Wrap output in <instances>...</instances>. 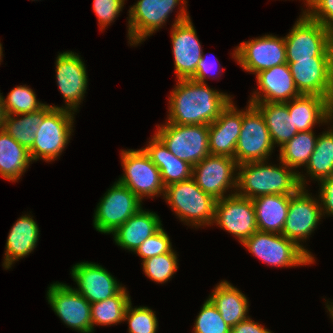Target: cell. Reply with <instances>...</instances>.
Returning a JSON list of instances; mask_svg holds the SVG:
<instances>
[{"label":"cell","instance_id":"cell-13","mask_svg":"<svg viewBox=\"0 0 333 333\" xmlns=\"http://www.w3.org/2000/svg\"><path fill=\"white\" fill-rule=\"evenodd\" d=\"M213 223L238 237L243 243L258 230L256 211L252 199L236 193L218 199L215 205Z\"/></svg>","mask_w":333,"mask_h":333},{"label":"cell","instance_id":"cell-1","mask_svg":"<svg viewBox=\"0 0 333 333\" xmlns=\"http://www.w3.org/2000/svg\"><path fill=\"white\" fill-rule=\"evenodd\" d=\"M169 98L168 121L181 125H209L232 101L230 96L193 79L177 80Z\"/></svg>","mask_w":333,"mask_h":333},{"label":"cell","instance_id":"cell-25","mask_svg":"<svg viewBox=\"0 0 333 333\" xmlns=\"http://www.w3.org/2000/svg\"><path fill=\"white\" fill-rule=\"evenodd\" d=\"M142 149L159 168L165 187L192 178L193 166L173 155L156 135Z\"/></svg>","mask_w":333,"mask_h":333},{"label":"cell","instance_id":"cell-19","mask_svg":"<svg viewBox=\"0 0 333 333\" xmlns=\"http://www.w3.org/2000/svg\"><path fill=\"white\" fill-rule=\"evenodd\" d=\"M56 79L65 99L63 109L76 112L87 89V72L82 59L74 52L59 53L56 58Z\"/></svg>","mask_w":333,"mask_h":333},{"label":"cell","instance_id":"cell-26","mask_svg":"<svg viewBox=\"0 0 333 333\" xmlns=\"http://www.w3.org/2000/svg\"><path fill=\"white\" fill-rule=\"evenodd\" d=\"M39 227L33 217L21 216L12 226L5 247L4 267L11 265L18 259L30 254L36 247L39 238Z\"/></svg>","mask_w":333,"mask_h":333},{"label":"cell","instance_id":"cell-21","mask_svg":"<svg viewBox=\"0 0 333 333\" xmlns=\"http://www.w3.org/2000/svg\"><path fill=\"white\" fill-rule=\"evenodd\" d=\"M255 75L258 81V89L262 91V94H260V91H255L249 102L285 103L301 95L294 84L287 63L260 71Z\"/></svg>","mask_w":333,"mask_h":333},{"label":"cell","instance_id":"cell-24","mask_svg":"<svg viewBox=\"0 0 333 333\" xmlns=\"http://www.w3.org/2000/svg\"><path fill=\"white\" fill-rule=\"evenodd\" d=\"M161 227V220L156 213L141 208L112 234L118 246L135 252L147 238Z\"/></svg>","mask_w":333,"mask_h":333},{"label":"cell","instance_id":"cell-2","mask_svg":"<svg viewBox=\"0 0 333 333\" xmlns=\"http://www.w3.org/2000/svg\"><path fill=\"white\" fill-rule=\"evenodd\" d=\"M280 163L279 167L265 165L264 161L239 164L236 173L238 192L235 193L254 199L262 195H294L300 188H305V176Z\"/></svg>","mask_w":333,"mask_h":333},{"label":"cell","instance_id":"cell-12","mask_svg":"<svg viewBox=\"0 0 333 333\" xmlns=\"http://www.w3.org/2000/svg\"><path fill=\"white\" fill-rule=\"evenodd\" d=\"M47 300L67 326L80 333H92L91 304L75 288L53 283L48 287Z\"/></svg>","mask_w":333,"mask_h":333},{"label":"cell","instance_id":"cell-41","mask_svg":"<svg viewBox=\"0 0 333 333\" xmlns=\"http://www.w3.org/2000/svg\"><path fill=\"white\" fill-rule=\"evenodd\" d=\"M306 2L309 8L305 13L311 19L330 29L333 28V0H306Z\"/></svg>","mask_w":333,"mask_h":333},{"label":"cell","instance_id":"cell-22","mask_svg":"<svg viewBox=\"0 0 333 333\" xmlns=\"http://www.w3.org/2000/svg\"><path fill=\"white\" fill-rule=\"evenodd\" d=\"M243 111L237 110L233 101L208 125L210 155L234 158L240 135Z\"/></svg>","mask_w":333,"mask_h":333},{"label":"cell","instance_id":"cell-3","mask_svg":"<svg viewBox=\"0 0 333 333\" xmlns=\"http://www.w3.org/2000/svg\"><path fill=\"white\" fill-rule=\"evenodd\" d=\"M164 198L181 221L192 226L213 224L217 200L205 193L193 178L166 186Z\"/></svg>","mask_w":333,"mask_h":333},{"label":"cell","instance_id":"cell-42","mask_svg":"<svg viewBox=\"0 0 333 333\" xmlns=\"http://www.w3.org/2000/svg\"><path fill=\"white\" fill-rule=\"evenodd\" d=\"M320 201L322 214L333 215V176L320 180ZM323 203V204H322ZM326 211V212H325Z\"/></svg>","mask_w":333,"mask_h":333},{"label":"cell","instance_id":"cell-43","mask_svg":"<svg viewBox=\"0 0 333 333\" xmlns=\"http://www.w3.org/2000/svg\"><path fill=\"white\" fill-rule=\"evenodd\" d=\"M231 333H271L268 329H265L258 322H254L250 318L239 322L231 328Z\"/></svg>","mask_w":333,"mask_h":333},{"label":"cell","instance_id":"cell-28","mask_svg":"<svg viewBox=\"0 0 333 333\" xmlns=\"http://www.w3.org/2000/svg\"><path fill=\"white\" fill-rule=\"evenodd\" d=\"M225 323L231 328L249 318L248 300L245 295L227 281H221L209 296Z\"/></svg>","mask_w":333,"mask_h":333},{"label":"cell","instance_id":"cell-14","mask_svg":"<svg viewBox=\"0 0 333 333\" xmlns=\"http://www.w3.org/2000/svg\"><path fill=\"white\" fill-rule=\"evenodd\" d=\"M233 58L254 74L287 63L284 37L265 35L245 41L234 50Z\"/></svg>","mask_w":333,"mask_h":333},{"label":"cell","instance_id":"cell-8","mask_svg":"<svg viewBox=\"0 0 333 333\" xmlns=\"http://www.w3.org/2000/svg\"><path fill=\"white\" fill-rule=\"evenodd\" d=\"M274 145L261 112L251 103L243 111L240 135L236 143L237 164L265 161Z\"/></svg>","mask_w":333,"mask_h":333},{"label":"cell","instance_id":"cell-7","mask_svg":"<svg viewBox=\"0 0 333 333\" xmlns=\"http://www.w3.org/2000/svg\"><path fill=\"white\" fill-rule=\"evenodd\" d=\"M242 244L263 262L276 267H295L313 264L315 261L300 246L282 234L257 230Z\"/></svg>","mask_w":333,"mask_h":333},{"label":"cell","instance_id":"cell-4","mask_svg":"<svg viewBox=\"0 0 333 333\" xmlns=\"http://www.w3.org/2000/svg\"><path fill=\"white\" fill-rule=\"evenodd\" d=\"M284 40L287 63L313 57H332L331 29L311 19L305 12Z\"/></svg>","mask_w":333,"mask_h":333},{"label":"cell","instance_id":"cell-39","mask_svg":"<svg viewBox=\"0 0 333 333\" xmlns=\"http://www.w3.org/2000/svg\"><path fill=\"white\" fill-rule=\"evenodd\" d=\"M172 245L168 234L161 227L156 233L147 238L135 251L142 260L171 252Z\"/></svg>","mask_w":333,"mask_h":333},{"label":"cell","instance_id":"cell-5","mask_svg":"<svg viewBox=\"0 0 333 333\" xmlns=\"http://www.w3.org/2000/svg\"><path fill=\"white\" fill-rule=\"evenodd\" d=\"M53 108L44 116L29 154L32 161L43 159L54 161L69 142L74 123V112L62 107Z\"/></svg>","mask_w":333,"mask_h":333},{"label":"cell","instance_id":"cell-15","mask_svg":"<svg viewBox=\"0 0 333 333\" xmlns=\"http://www.w3.org/2000/svg\"><path fill=\"white\" fill-rule=\"evenodd\" d=\"M287 64L300 94L319 95L333 104L332 57H313Z\"/></svg>","mask_w":333,"mask_h":333},{"label":"cell","instance_id":"cell-27","mask_svg":"<svg viewBox=\"0 0 333 333\" xmlns=\"http://www.w3.org/2000/svg\"><path fill=\"white\" fill-rule=\"evenodd\" d=\"M291 195H262L252 199L259 231L281 234Z\"/></svg>","mask_w":333,"mask_h":333},{"label":"cell","instance_id":"cell-36","mask_svg":"<svg viewBox=\"0 0 333 333\" xmlns=\"http://www.w3.org/2000/svg\"><path fill=\"white\" fill-rule=\"evenodd\" d=\"M177 254L171 252L154 256L142 261L143 271L151 280L165 283L178 269Z\"/></svg>","mask_w":333,"mask_h":333},{"label":"cell","instance_id":"cell-44","mask_svg":"<svg viewBox=\"0 0 333 333\" xmlns=\"http://www.w3.org/2000/svg\"><path fill=\"white\" fill-rule=\"evenodd\" d=\"M214 63H212V61H211V63H210V61H207L205 56L202 54V57L196 68V73L191 79H193L194 81H197V82L205 83V81H206L205 79H206V76H208V72L211 71V68L216 67L215 66L216 64L214 65Z\"/></svg>","mask_w":333,"mask_h":333},{"label":"cell","instance_id":"cell-38","mask_svg":"<svg viewBox=\"0 0 333 333\" xmlns=\"http://www.w3.org/2000/svg\"><path fill=\"white\" fill-rule=\"evenodd\" d=\"M130 302L126 308L124 321L129 323V333H156L158 321L154 311L148 307L132 308Z\"/></svg>","mask_w":333,"mask_h":333},{"label":"cell","instance_id":"cell-48","mask_svg":"<svg viewBox=\"0 0 333 333\" xmlns=\"http://www.w3.org/2000/svg\"><path fill=\"white\" fill-rule=\"evenodd\" d=\"M2 49H3V48H2V44L0 43V61L2 60V59H1L2 57H1V56L3 55V54H2V53H3V52H2Z\"/></svg>","mask_w":333,"mask_h":333},{"label":"cell","instance_id":"cell-40","mask_svg":"<svg viewBox=\"0 0 333 333\" xmlns=\"http://www.w3.org/2000/svg\"><path fill=\"white\" fill-rule=\"evenodd\" d=\"M125 0H94L93 10L101 30L110 24L123 9Z\"/></svg>","mask_w":333,"mask_h":333},{"label":"cell","instance_id":"cell-16","mask_svg":"<svg viewBox=\"0 0 333 333\" xmlns=\"http://www.w3.org/2000/svg\"><path fill=\"white\" fill-rule=\"evenodd\" d=\"M305 190V188H300L294 195H291L287 218L281 234L300 246L314 260L311 253L299 241L306 240L316 228L322 217V206Z\"/></svg>","mask_w":333,"mask_h":333},{"label":"cell","instance_id":"cell-11","mask_svg":"<svg viewBox=\"0 0 333 333\" xmlns=\"http://www.w3.org/2000/svg\"><path fill=\"white\" fill-rule=\"evenodd\" d=\"M171 31L177 79H191L202 57L203 51L187 10L183 7L176 17Z\"/></svg>","mask_w":333,"mask_h":333},{"label":"cell","instance_id":"cell-30","mask_svg":"<svg viewBox=\"0 0 333 333\" xmlns=\"http://www.w3.org/2000/svg\"><path fill=\"white\" fill-rule=\"evenodd\" d=\"M32 162L29 150L0 128V175L16 181Z\"/></svg>","mask_w":333,"mask_h":333},{"label":"cell","instance_id":"cell-37","mask_svg":"<svg viewBox=\"0 0 333 333\" xmlns=\"http://www.w3.org/2000/svg\"><path fill=\"white\" fill-rule=\"evenodd\" d=\"M194 333H231L216 306L208 298L196 317Z\"/></svg>","mask_w":333,"mask_h":333},{"label":"cell","instance_id":"cell-31","mask_svg":"<svg viewBox=\"0 0 333 333\" xmlns=\"http://www.w3.org/2000/svg\"><path fill=\"white\" fill-rule=\"evenodd\" d=\"M52 106L45 105L38 111L18 115H5L2 123V129L5 130L11 137H13L20 145L25 146L28 150L34 143L35 133L39 129L44 116L52 109ZM17 118H15V117Z\"/></svg>","mask_w":333,"mask_h":333},{"label":"cell","instance_id":"cell-10","mask_svg":"<svg viewBox=\"0 0 333 333\" xmlns=\"http://www.w3.org/2000/svg\"><path fill=\"white\" fill-rule=\"evenodd\" d=\"M141 200L118 181L104 194L94 215V228L101 233H113L142 207Z\"/></svg>","mask_w":333,"mask_h":333},{"label":"cell","instance_id":"cell-45","mask_svg":"<svg viewBox=\"0 0 333 333\" xmlns=\"http://www.w3.org/2000/svg\"><path fill=\"white\" fill-rule=\"evenodd\" d=\"M3 99L4 97L0 93V128L2 127V123L6 115L4 111Z\"/></svg>","mask_w":333,"mask_h":333},{"label":"cell","instance_id":"cell-9","mask_svg":"<svg viewBox=\"0 0 333 333\" xmlns=\"http://www.w3.org/2000/svg\"><path fill=\"white\" fill-rule=\"evenodd\" d=\"M124 175L118 182L125 185L141 201L144 196L164 195L161 173L143 149L122 150Z\"/></svg>","mask_w":333,"mask_h":333},{"label":"cell","instance_id":"cell-47","mask_svg":"<svg viewBox=\"0 0 333 333\" xmlns=\"http://www.w3.org/2000/svg\"><path fill=\"white\" fill-rule=\"evenodd\" d=\"M331 48H332V58H333V28H331Z\"/></svg>","mask_w":333,"mask_h":333},{"label":"cell","instance_id":"cell-46","mask_svg":"<svg viewBox=\"0 0 333 333\" xmlns=\"http://www.w3.org/2000/svg\"><path fill=\"white\" fill-rule=\"evenodd\" d=\"M327 309L329 310L330 312V316L332 317L333 319V302H332V305H326Z\"/></svg>","mask_w":333,"mask_h":333},{"label":"cell","instance_id":"cell-23","mask_svg":"<svg viewBox=\"0 0 333 333\" xmlns=\"http://www.w3.org/2000/svg\"><path fill=\"white\" fill-rule=\"evenodd\" d=\"M287 107L298 132L310 131L317 123L333 119V104L319 95L301 94L288 101Z\"/></svg>","mask_w":333,"mask_h":333},{"label":"cell","instance_id":"cell-32","mask_svg":"<svg viewBox=\"0 0 333 333\" xmlns=\"http://www.w3.org/2000/svg\"><path fill=\"white\" fill-rule=\"evenodd\" d=\"M316 142L317 138L312 130L298 132L280 147V161L291 169L306 166L315 149Z\"/></svg>","mask_w":333,"mask_h":333},{"label":"cell","instance_id":"cell-6","mask_svg":"<svg viewBox=\"0 0 333 333\" xmlns=\"http://www.w3.org/2000/svg\"><path fill=\"white\" fill-rule=\"evenodd\" d=\"M155 135L168 150L192 166L210 155L208 125H181L167 122Z\"/></svg>","mask_w":333,"mask_h":333},{"label":"cell","instance_id":"cell-18","mask_svg":"<svg viewBox=\"0 0 333 333\" xmlns=\"http://www.w3.org/2000/svg\"><path fill=\"white\" fill-rule=\"evenodd\" d=\"M237 168L234 158L208 155L193 166L192 178L205 193L218 200L224 198L226 190L236 188L237 176H234V171Z\"/></svg>","mask_w":333,"mask_h":333},{"label":"cell","instance_id":"cell-20","mask_svg":"<svg viewBox=\"0 0 333 333\" xmlns=\"http://www.w3.org/2000/svg\"><path fill=\"white\" fill-rule=\"evenodd\" d=\"M71 270V276L78 285L75 290L90 304L112 297L124 288L99 264L81 262Z\"/></svg>","mask_w":333,"mask_h":333},{"label":"cell","instance_id":"cell-33","mask_svg":"<svg viewBox=\"0 0 333 333\" xmlns=\"http://www.w3.org/2000/svg\"><path fill=\"white\" fill-rule=\"evenodd\" d=\"M130 302V296L124 287L112 297L91 303L92 332L96 324L113 325L124 321L125 311Z\"/></svg>","mask_w":333,"mask_h":333},{"label":"cell","instance_id":"cell-17","mask_svg":"<svg viewBox=\"0 0 333 333\" xmlns=\"http://www.w3.org/2000/svg\"><path fill=\"white\" fill-rule=\"evenodd\" d=\"M185 0H138L129 10L128 37L130 45L141 43L162 27L176 5Z\"/></svg>","mask_w":333,"mask_h":333},{"label":"cell","instance_id":"cell-34","mask_svg":"<svg viewBox=\"0 0 333 333\" xmlns=\"http://www.w3.org/2000/svg\"><path fill=\"white\" fill-rule=\"evenodd\" d=\"M306 168L311 178L318 181L333 176V129L317 137L315 149Z\"/></svg>","mask_w":333,"mask_h":333},{"label":"cell","instance_id":"cell-35","mask_svg":"<svg viewBox=\"0 0 333 333\" xmlns=\"http://www.w3.org/2000/svg\"><path fill=\"white\" fill-rule=\"evenodd\" d=\"M4 111L6 115L27 114L42 109L46 104L38 102L35 92L25 86L13 88L6 99H3Z\"/></svg>","mask_w":333,"mask_h":333},{"label":"cell","instance_id":"cell-29","mask_svg":"<svg viewBox=\"0 0 333 333\" xmlns=\"http://www.w3.org/2000/svg\"><path fill=\"white\" fill-rule=\"evenodd\" d=\"M263 115L273 145L280 147L291 140L297 133L292 118L289 116L287 102H249Z\"/></svg>","mask_w":333,"mask_h":333}]
</instances>
